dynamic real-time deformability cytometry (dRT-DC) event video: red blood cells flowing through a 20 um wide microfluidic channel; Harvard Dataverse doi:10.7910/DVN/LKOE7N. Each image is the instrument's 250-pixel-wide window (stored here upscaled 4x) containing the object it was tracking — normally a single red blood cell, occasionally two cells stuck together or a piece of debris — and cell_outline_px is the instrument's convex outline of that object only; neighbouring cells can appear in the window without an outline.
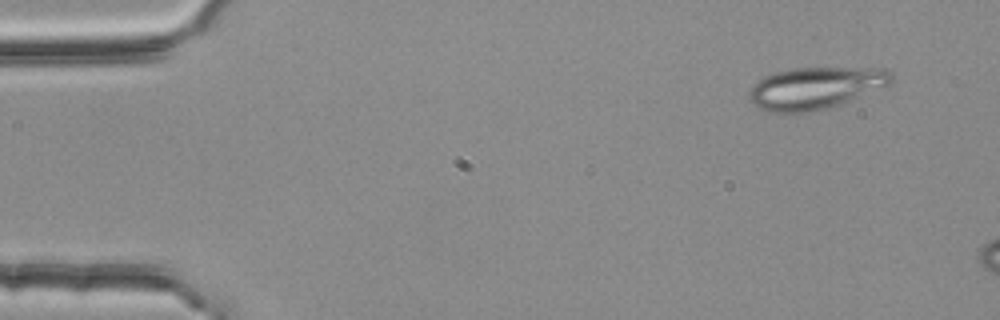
{"species": "common noctule bat (a hibernating species)", "species_latin": "Nyctalus noctula", "temperature_condition": "room temperature", "stored_images_in_passage": 2, "camera_frame_rate_fps": 3000, "um_per_image_px": 0.085, "animal": {"sex": "female", "body_mass_g": 25.1}, "frame": {"image": 1, "passage_image": 1, "time_ms": 0.0, "image_size_px": [1000, 320], "cell_outline_px": [[892, 84], [840, 104], [812, 112], [768, 112], [752, 104], [748, 100], [748, 92], [764, 76], [776, 72], [792, 68], [884, 68], [892, 72]], "centroid_in_image_um": [69.32, 7.48], "position_along_channel_um": 15.7, "area_um2": 34.74}}